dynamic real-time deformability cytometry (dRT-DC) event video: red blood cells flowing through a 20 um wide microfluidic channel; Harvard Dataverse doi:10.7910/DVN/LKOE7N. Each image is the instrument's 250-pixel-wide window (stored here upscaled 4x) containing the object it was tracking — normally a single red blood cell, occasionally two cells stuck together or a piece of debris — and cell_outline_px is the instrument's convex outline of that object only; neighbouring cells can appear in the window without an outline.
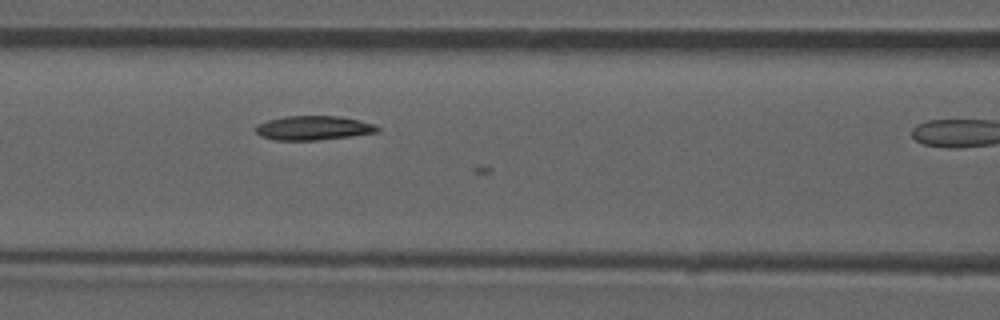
{"species": "common noctule bat (a hibernating species)", "species_latin": "Nyctalus noctula", "temperature_condition": "room temperature", "stored_images_in_passage": 4, "camera_frame_rate_fps": 3000, "um_per_image_px": 0.085, "animal": {"sex": "male", "forearm_length_mm": 52.5}, "frame": {"image": 1, "passage_image": 3, "time_ms": 0.667, "image_size_px": [1000, 320], "cell_outline_px": [[380, 132], [316, 140], [276, 140], [260, 136], [256, 132], [256, 124], [268, 120], [284, 116], [336, 116], [360, 120], [376, 124], [380, 128]], "centroid_in_image_um": [26.65, 10.87], "position_along_channel_um": 140.0, "area_um2": 17.17}}